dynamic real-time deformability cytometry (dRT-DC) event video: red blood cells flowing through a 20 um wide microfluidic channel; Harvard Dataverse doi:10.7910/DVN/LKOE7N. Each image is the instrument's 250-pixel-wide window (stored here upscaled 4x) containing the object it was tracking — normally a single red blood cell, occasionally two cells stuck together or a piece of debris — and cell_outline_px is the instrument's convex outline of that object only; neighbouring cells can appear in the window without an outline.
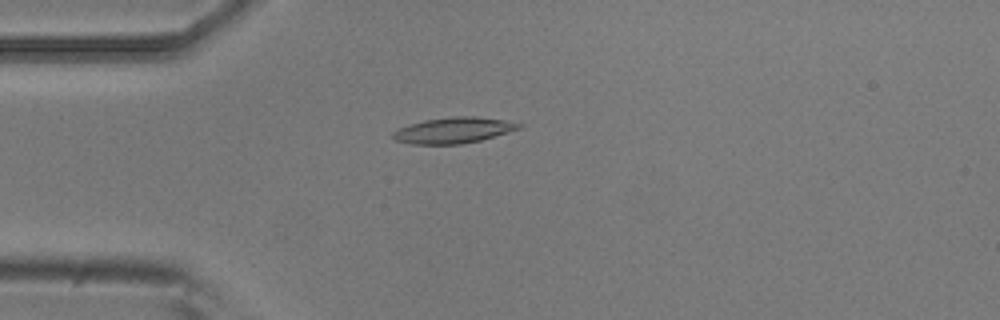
{"species": "common noctule bat (a hibernating species)", "species_latin": "Nyctalus noctula", "temperature_condition": "room temperature", "stored_images_in_passage": 4, "camera_frame_rate_fps": 3000, "um_per_image_px": 0.085, "animal": {"sex": "male", "body_mass_g": 20.5, "forearm_length_mm": 52.5}, "frame": {"image": 1, "passage_image": 4, "time_ms": 1.0, "image_size_px": [1000, 320], "cell_outline_px": [[524, 124], [520, 128], [508, 132], [480, 140], [460, 144], [412, 144], [396, 140], [392, 136], [392, 132], [408, 124], [424, 120], [452, 116], [476, 116], [504, 120]], "centroid_in_image_um": [38.54, 11.06], "position_along_channel_um": 46.5, "area_um2": 18.9}}